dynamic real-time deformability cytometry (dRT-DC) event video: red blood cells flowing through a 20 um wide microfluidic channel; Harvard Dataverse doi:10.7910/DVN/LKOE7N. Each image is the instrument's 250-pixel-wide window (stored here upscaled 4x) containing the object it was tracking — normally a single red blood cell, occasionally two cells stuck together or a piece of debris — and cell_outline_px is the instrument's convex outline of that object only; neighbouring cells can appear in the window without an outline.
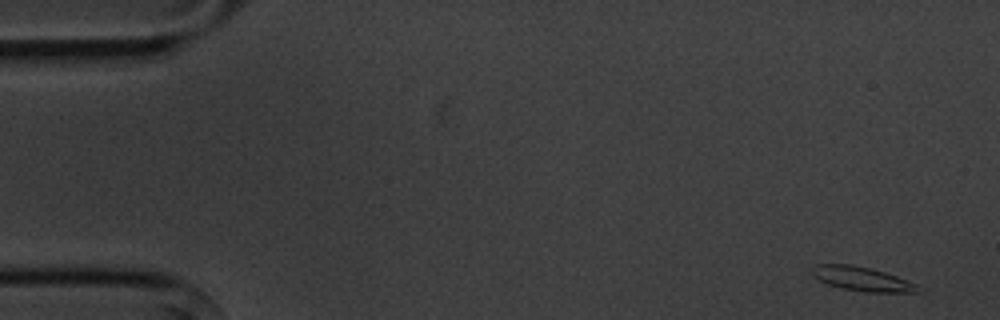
{"species": "common noctule bat (a hibernating species)", "species_latin": "Nyctalus noctula", "temperature_condition": "cold", "stored_images_in_passage": 4, "camera_frame_rate_fps": 3000, "um_per_image_px": 0.085, "animal": {"sex": "male", "body_mass_g": 20.1, "forearm_length_mm": 53.5}, "frame": {"image": 1, "passage_image": 1, "time_ms": 0.0, "image_size_px": [1000, 320], "cell_outline_px": [[916, 292], [864, 292], [840, 288], [828, 284], [812, 276], [812, 268], [816, 264], [852, 264], [872, 268], [896, 276], [916, 284]], "centroid_in_image_um": [73.19, 23.69], "position_along_channel_um": 11.8, "area_um2": 14.74}}
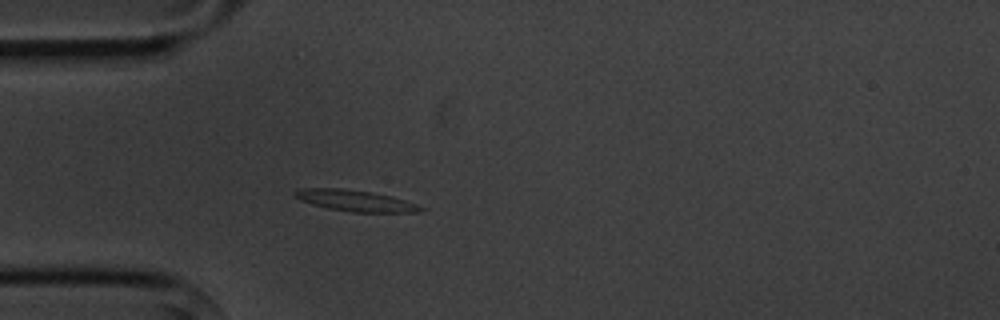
{"frame": {"image": 2, "passage_image": 4, "time_ms": 4.333, "image_size_px": [1000, 320], "cell_outline_px": [[428, 208], [416, 212], [352, 212], [328, 208], [312, 204], [300, 200], [292, 192], [304, 188], [340, 188], [372, 192], [392, 196]], "centroid_in_image_um": [30.22, 17.05], "position_along_channel_um": 54.8, "area_um2": 15.43}}